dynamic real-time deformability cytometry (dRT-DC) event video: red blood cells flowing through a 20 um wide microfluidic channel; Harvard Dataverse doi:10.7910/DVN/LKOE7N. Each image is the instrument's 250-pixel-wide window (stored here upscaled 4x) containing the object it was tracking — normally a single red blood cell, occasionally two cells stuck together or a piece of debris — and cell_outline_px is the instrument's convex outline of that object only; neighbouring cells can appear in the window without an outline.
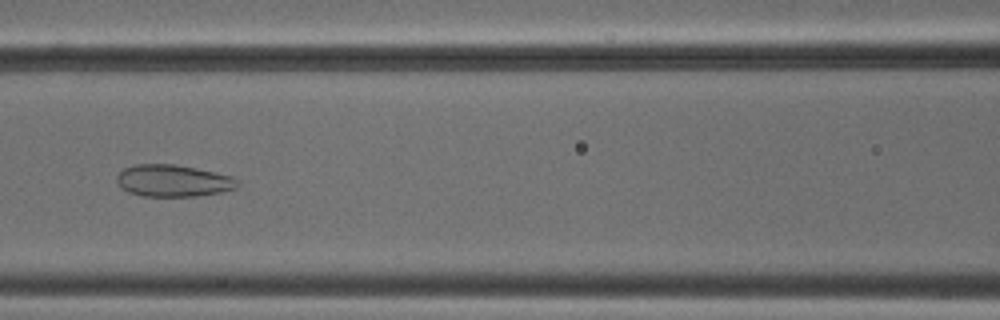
{"species": "common noctule bat (a hibernating species)", "species_latin": "Nyctalus noctula", "temperature_condition": "cold", "stored_images_in_passage": 35, "camera_frame_rate_fps": 3000, "um_per_image_px": 0.085, "animal": {"sex": "male", "body_mass_g": 18.8}, "frame": {"image": 1, "passage_image": 7, "time_ms": 2.0, "image_size_px": [1000, 320], "cell_outline_px": [[240, 184], [236, 188], [220, 192], [196, 196], [144, 196], [128, 192], [120, 188], [116, 180], [116, 176], [124, 168], [136, 164], [176, 164], [216, 172], [232, 176], [240, 180]], "centroid_in_image_um": [14.72, 15.36], "position_along_channel_um": 151.9, "area_um2": 22.66}}
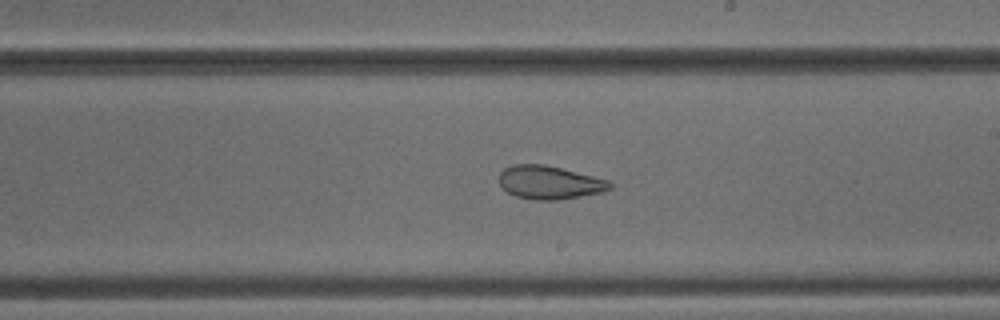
{"frame": {"image": 2, "passage_image": 14, "time_ms": 4.333, "image_size_px": [1000, 320], "cell_outline_px": [[612, 188], [604, 192], [556, 200], [536, 200], [516, 196], [508, 192], [500, 184], [500, 172], [504, 168], [512, 164], [544, 164], [608, 180], [612, 184]], "centroid_in_image_um": [46.7, 15.51], "position_along_channel_um": 242.3, "area_um2": 21.33}}
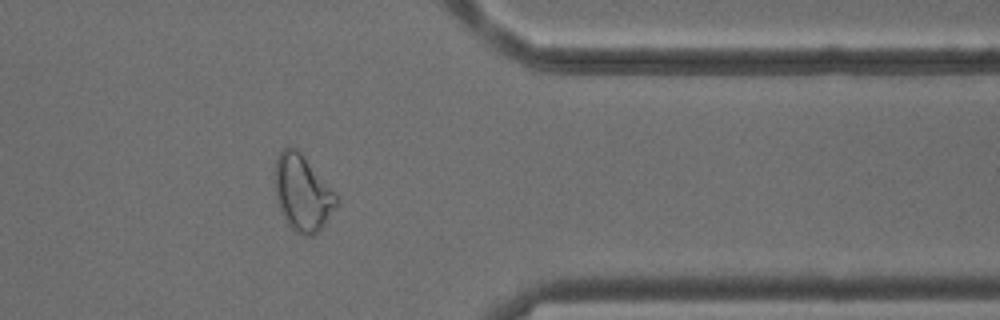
{"frame": {"image": 3, "passage_image": 26, "time_ms": 8.333, "image_size_px": [1000, 320], "cell_outline_px": [[336, 204], [320, 232], [312, 236], [304, 236], [296, 232], [288, 224], [280, 208], [276, 192], [276, 160], [280, 152], [284, 148], [296, 148], [300, 152], [336, 192]], "centroid_in_image_um": [25.73, 16.43], "position_along_channel_um": 385.7, "area_um2": 26.59}, "authors_computed_cell_mechanics": {"area_um2": 23.8714, "velocity_mm_per_s": 3.8783, "shape_relaxation_time_tau1_ms": null, "shape_relaxation_time_tau2_ms": 1.4123, "deformation_change_tau1": null, "deformation_change_tau2": 0.0888}}